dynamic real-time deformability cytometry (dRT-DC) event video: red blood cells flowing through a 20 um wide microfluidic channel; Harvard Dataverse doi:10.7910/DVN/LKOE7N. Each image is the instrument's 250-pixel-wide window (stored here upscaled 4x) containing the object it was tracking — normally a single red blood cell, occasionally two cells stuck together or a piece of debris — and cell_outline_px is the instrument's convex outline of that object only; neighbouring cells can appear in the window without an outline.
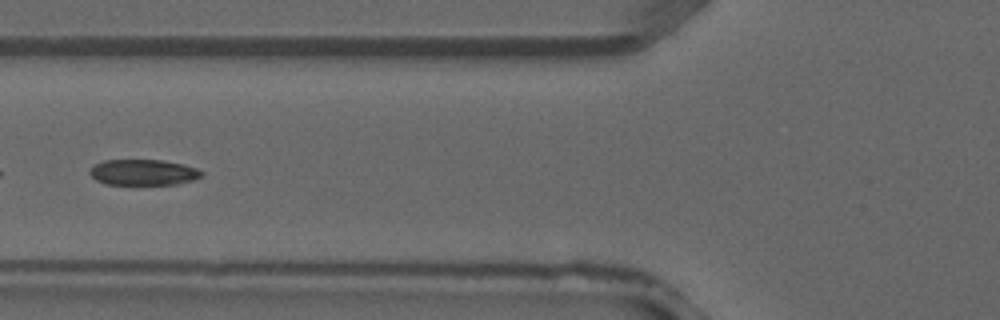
{"species": "common noctule bat (a hibernating species)", "species_latin": "Nyctalus noctula", "temperature_condition": "warm", "stored_images_in_passage": 38, "camera_frame_rate_fps": 3000, "um_per_image_px": 0.085, "animal": {"sex": "male", "forearm_length_mm": 52.5}, "frame": {"image": 1, "passage_image": 15, "time_ms": 4.667, "image_size_px": [1000, 320], "cell_outline_px": [[204, 176], [180, 184], [104, 184], [96, 180], [88, 172], [88, 168], [92, 164], [104, 160], [164, 160], [184, 164], [196, 168], [204, 172]], "centroid_in_image_um": [12.17, 14.64], "position_along_channel_um": 113.6, "area_um2": 17.11}}
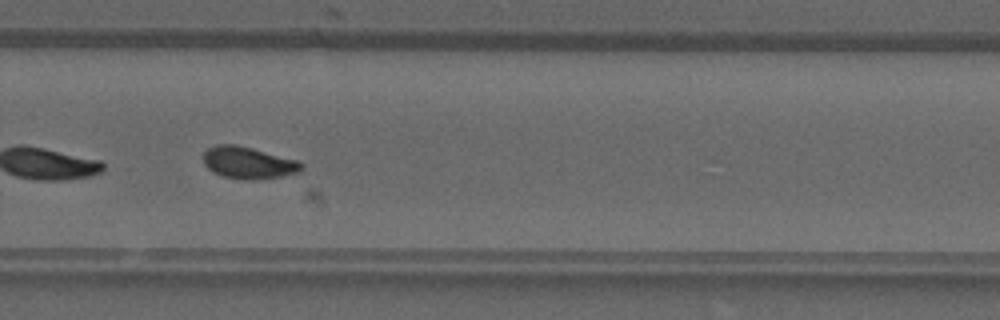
{"frame": {"image": 2, "passage_image": 26, "time_ms": 8.333, "image_size_px": [1000, 320], "cell_outline_px": [[304, 168], [300, 172], [280, 176], [224, 176], [212, 172], [204, 164], [204, 152], [208, 148], [216, 144], [236, 144], [300, 160], [304, 164]], "centroid_in_image_um": [21.13, 13.76], "position_along_channel_um": 308.7, "area_um2": 17.51}}
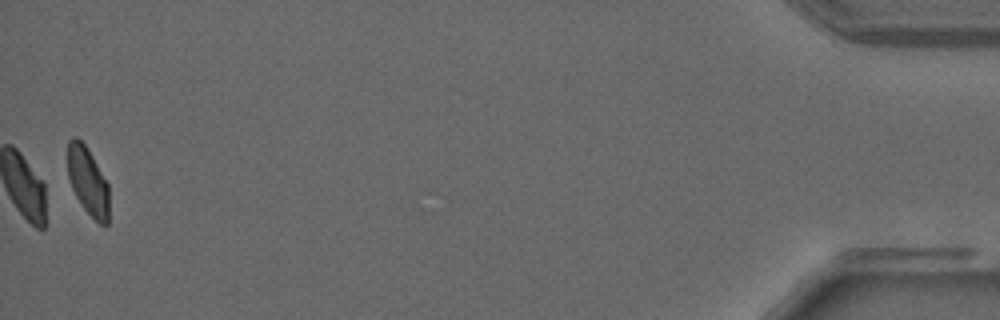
{"frame": {"image": 3, "passage_image": 38, "time_ms": 12.333, "image_size_px": [1000, 320], "cell_outline_px": [[108, 224], [100, 224], [84, 208], [76, 196], [72, 188], [68, 176], [68, 140], [76, 136], [84, 144], [92, 156], [108, 184]], "centroid_in_image_um": [7.46, 15.38], "position_along_channel_um": 427.7, "area_um2": 16.01}}